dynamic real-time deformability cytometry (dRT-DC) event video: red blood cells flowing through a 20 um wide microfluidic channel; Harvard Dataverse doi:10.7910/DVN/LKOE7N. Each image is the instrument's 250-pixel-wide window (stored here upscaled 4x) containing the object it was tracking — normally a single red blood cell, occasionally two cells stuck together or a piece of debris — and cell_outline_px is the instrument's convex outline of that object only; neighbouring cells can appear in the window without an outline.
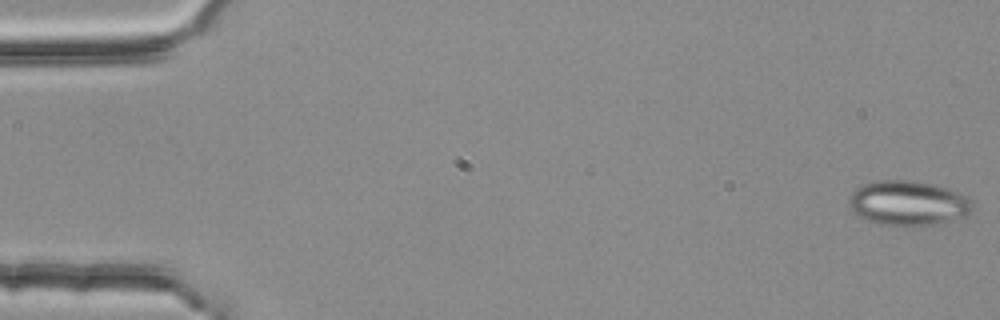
{"species": "common noctule bat (a hibernating species)", "species_latin": "Nyctalus noctula", "temperature_condition": "room temperature", "stored_images_in_passage": 54, "segment_of_instrument_passage": [1, 2], "camera_frame_rate_fps": 3000, "um_per_image_px": 0.085, "animal": {"sex": "female", "body_mass_g": 25.1}, "frame": {"image": 1, "passage_image": 1, "time_ms": 0.0, "image_size_px": [1000, 320], "cell_outline_px": [[972, 208], [964, 216], [948, 220], [928, 224], [880, 224], [868, 220], [860, 216], [848, 204], [848, 196], [856, 188], [864, 184], [876, 180], [916, 180], [948, 188], [968, 196], [972, 200]], "centroid_in_image_um": [77.17, 17.21], "position_along_channel_um": 7.8, "area_um2": 31.62}}